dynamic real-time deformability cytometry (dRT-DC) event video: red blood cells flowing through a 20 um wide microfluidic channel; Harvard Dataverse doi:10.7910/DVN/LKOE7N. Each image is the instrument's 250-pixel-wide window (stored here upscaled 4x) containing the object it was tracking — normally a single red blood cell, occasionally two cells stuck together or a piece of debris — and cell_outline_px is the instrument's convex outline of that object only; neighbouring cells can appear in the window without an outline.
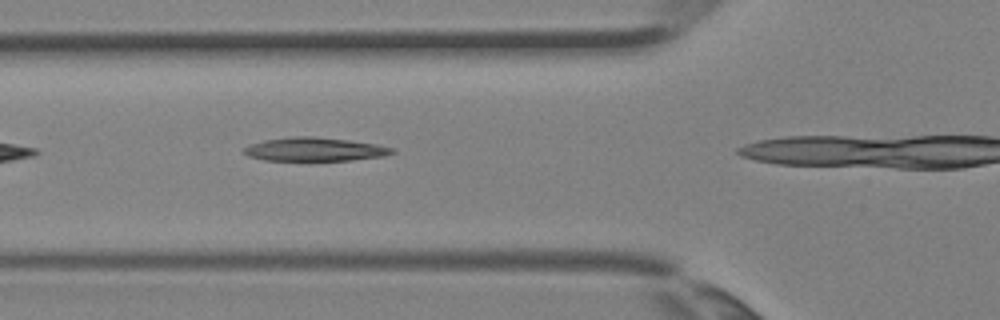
{"species": "Egyptian fruit bat (a non-hibernating species)", "species_latin": "Rousettus aegyptiacus", "temperature_condition": "room temperature", "stored_images_in_passage": 4, "segment_of_instrument_passage": [1, 2], "camera_frame_rate_fps": 3000, "um_per_image_px": 0.085, "animal": {"sex": "female"}, "frame": {"image": 1, "passage_image": 3, "time_ms": 0.667, "image_size_px": [1000, 320], "cell_outline_px": [[396, 152], [380, 156], [352, 160], [264, 160], [248, 156], [240, 152], [244, 148], [252, 144], [264, 140], [292, 136], [312, 136], [348, 140], [376, 144], [396, 148]], "centroid_in_image_um": [26.73, 12.69], "position_along_channel_um": 99.1, "area_um2": 20.29}}